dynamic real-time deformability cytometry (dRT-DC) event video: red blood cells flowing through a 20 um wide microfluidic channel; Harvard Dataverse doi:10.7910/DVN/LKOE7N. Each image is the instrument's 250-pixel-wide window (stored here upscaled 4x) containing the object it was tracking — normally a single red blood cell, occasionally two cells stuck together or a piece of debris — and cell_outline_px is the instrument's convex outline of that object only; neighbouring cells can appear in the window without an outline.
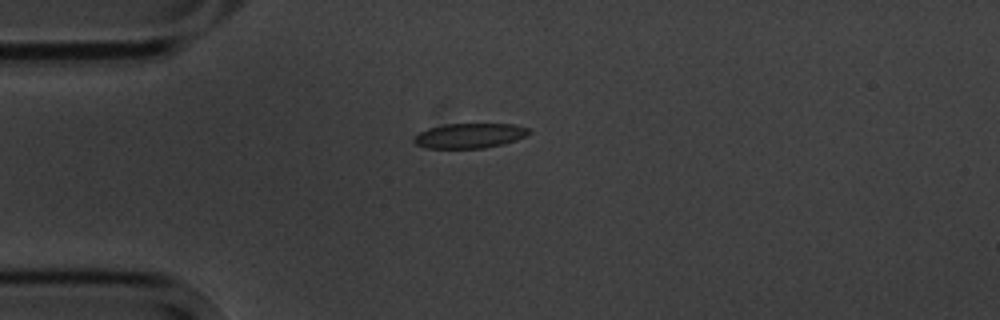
{"species": "common noctule bat (a hibernating species)", "species_latin": "Nyctalus noctula", "temperature_condition": "cold", "stored_images_in_passage": 6, "camera_frame_rate_fps": 3000, "um_per_image_px": 0.085, "animal": {"sex": "male", "body_mass_g": 20.1, "forearm_length_mm": 53.5}, "frame": {"image": 1, "passage_image": 1, "time_ms": 0.0, "image_size_px": [1000, 320], "cell_outline_px": [[532, 132], [516, 140], [484, 148], [424, 148], [416, 144], [412, 140], [412, 136], [428, 128], [444, 124], [516, 124], [528, 128]], "centroid_in_image_um": [39.87, 11.53], "position_along_channel_um": 45.1, "area_um2": 16.7}}
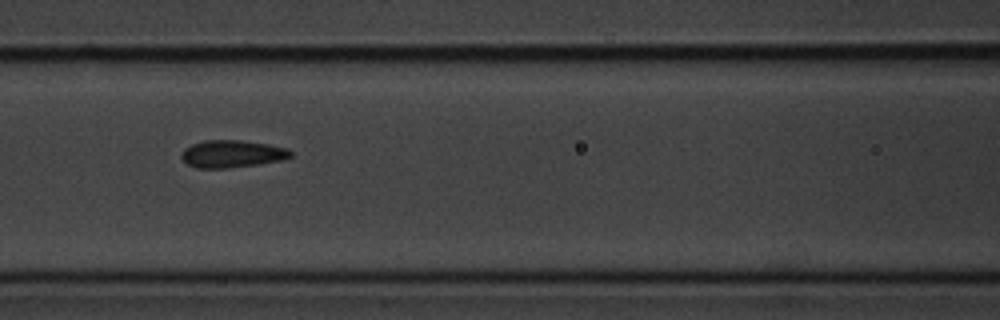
{"frame": {"image": 2, "passage_image": 4, "time_ms": 3.333, "image_size_px": [1000, 320], "cell_outline_px": [[292, 156], [280, 160], [256, 164], [228, 168], [196, 168], [188, 164], [180, 156], [180, 152], [184, 148], [192, 144], [204, 140], [240, 140], [268, 144], [288, 148], [292, 152]], "centroid_in_image_um": [19.69, 13.07], "position_along_channel_um": 146.9, "area_um2": 17.4}}
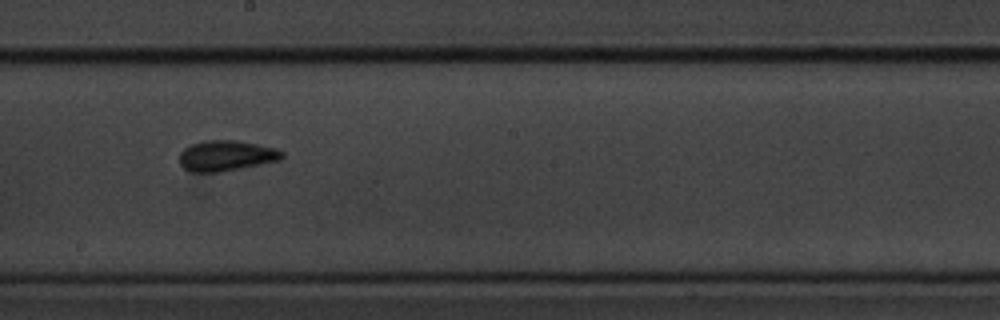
{"frame": {"image": 3, "passage_image": 6, "time_ms": 5.667, "image_size_px": [1000, 320], "cell_outline_px": [[284, 156], [280, 160], [220, 172], [192, 172], [184, 168], [180, 164], [180, 152], [184, 148], [192, 144], [204, 140], [236, 140], [276, 148], [284, 152]], "centroid_in_image_um": [19.22, 13.23], "position_along_channel_um": 229.0, "area_um2": 18.21}}